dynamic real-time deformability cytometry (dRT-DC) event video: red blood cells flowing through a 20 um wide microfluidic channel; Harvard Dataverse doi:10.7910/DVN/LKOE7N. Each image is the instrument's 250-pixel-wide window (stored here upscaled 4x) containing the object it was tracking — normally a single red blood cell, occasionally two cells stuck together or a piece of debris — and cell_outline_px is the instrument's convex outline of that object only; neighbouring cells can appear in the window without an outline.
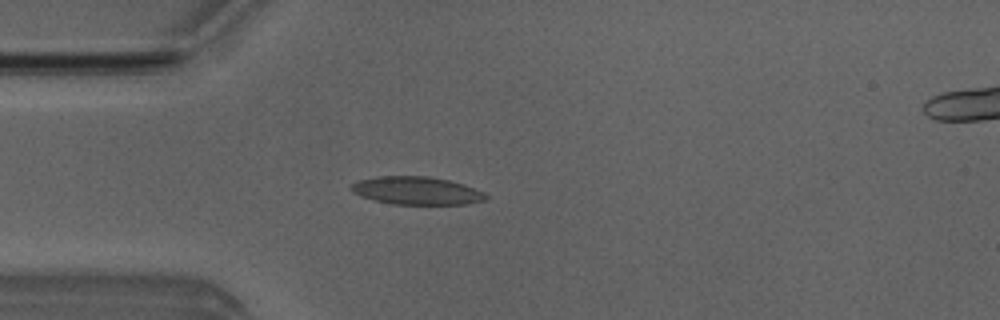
{"species": "Egyptian fruit bat (a non-hibernating species)", "species_latin": "Rousettus aegyptiacus", "temperature_condition": "room temperature", "stored_images_in_passage": 3, "camera_frame_rate_fps": 3000, "um_per_image_px": 0.085, "animal": {"sex": "male"}, "frame": {"image": 1, "passage_image": 3, "time_ms": 2.333, "image_size_px": [1000, 320], "cell_outline_px": [[488, 200], [468, 204], [392, 204], [360, 196], [352, 192], [348, 188], [356, 180], [380, 176], [428, 176], [448, 180], [464, 184], [484, 192], [488, 196]], "centroid_in_image_um": [35.42, 16.2], "position_along_channel_um": 49.6, "area_um2": 22.08}}